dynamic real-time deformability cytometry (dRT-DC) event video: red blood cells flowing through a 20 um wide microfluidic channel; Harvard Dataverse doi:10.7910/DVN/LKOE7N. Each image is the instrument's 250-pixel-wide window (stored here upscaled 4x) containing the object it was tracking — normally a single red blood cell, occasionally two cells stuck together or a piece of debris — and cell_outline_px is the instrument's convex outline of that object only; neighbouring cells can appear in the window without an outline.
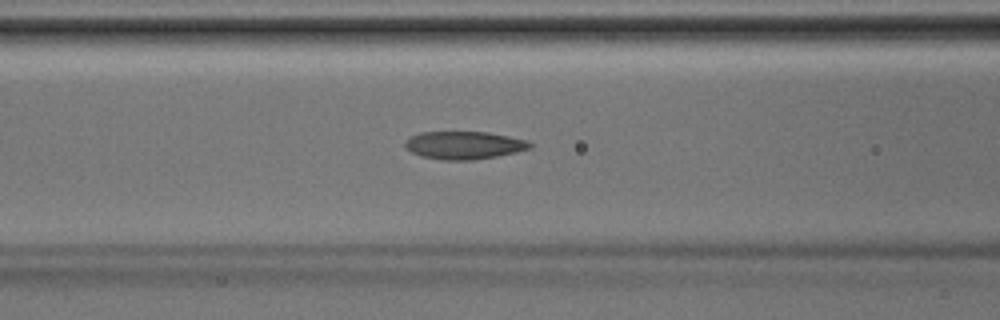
{"species": "Egyptian fruit bat (a non-hibernating species)", "species_latin": "Rousettus aegyptiacus", "temperature_condition": "room temperature", "stored_images_in_passage": 34, "camera_frame_rate_fps": 3000, "um_per_image_px": 0.085, "animal": {"sex": "male"}, "frame": {"image": 1, "passage_image": 10, "time_ms": 3.0, "image_size_px": [1000, 320], "cell_outline_px": [[532, 148], [516, 152], [496, 156], [472, 160], [444, 160], [420, 156], [412, 152], [404, 144], [404, 140], [420, 132], [488, 132], [528, 140], [532, 144]], "centroid_in_image_um": [39.46, 12.34], "position_along_channel_um": 127.1, "area_um2": 20.23}}
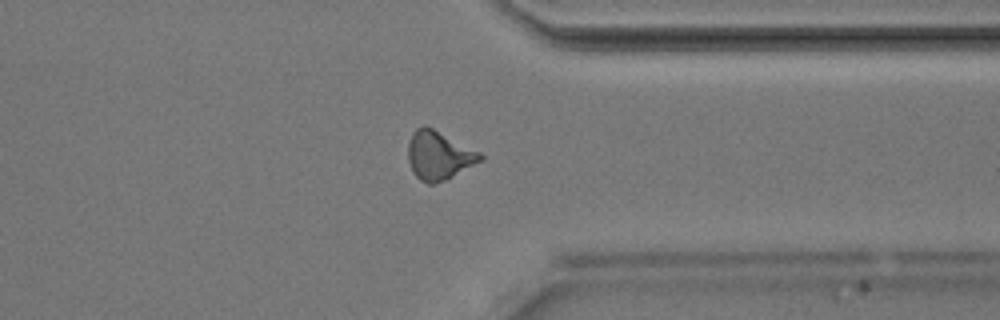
{"frame": {"image": 2, "passage_image": 25, "time_ms": 8.0, "image_size_px": [1000, 320], "cell_outline_px": [[484, 160], [444, 180], [432, 184], [428, 184], [420, 180], [412, 172], [408, 160], [408, 144], [412, 132], [416, 128], [424, 124], [480, 152], [484, 156]], "centroid_in_image_um": [37.29, 13.21], "position_along_channel_um": 374.1, "area_um2": 20.4}}